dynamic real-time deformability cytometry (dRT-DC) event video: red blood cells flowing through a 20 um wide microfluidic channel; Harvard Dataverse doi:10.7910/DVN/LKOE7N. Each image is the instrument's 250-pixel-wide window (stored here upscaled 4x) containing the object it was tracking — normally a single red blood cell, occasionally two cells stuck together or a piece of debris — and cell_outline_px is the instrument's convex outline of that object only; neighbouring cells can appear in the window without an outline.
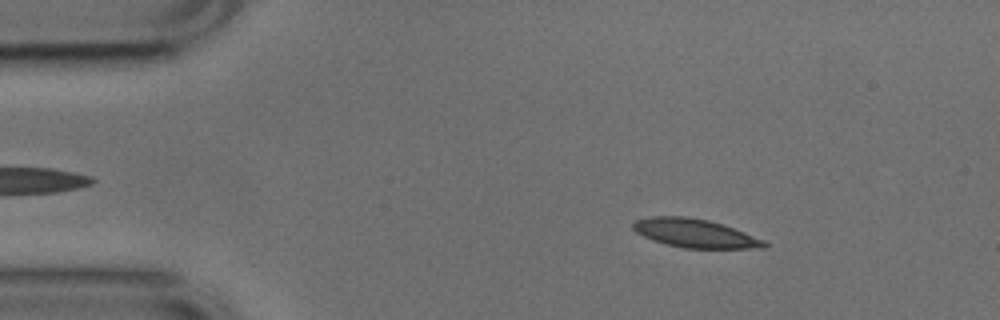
{"species": "common noctule bat (a hibernating species)", "species_latin": "Nyctalus noctula", "temperature_condition": "cold", "stored_images_in_passage": 52, "camera_frame_rate_fps": 3000, "um_per_image_px": 0.085, "animal": {"sex": "male", "body_mass_g": 17.9, "forearm_length_mm": 54.2}, "frame": {"image": 1, "passage_image": 7, "time_ms": 2.0, "image_size_px": [1000, 320], "cell_outline_px": [[768, 248], [684, 248], [652, 240], [636, 232], [632, 228], [632, 224], [636, 220], [652, 216], [684, 216], [708, 220], [744, 232], [764, 240], [768, 244]], "centroid_in_image_um": [59.06, 19.83], "position_along_channel_um": 25.9, "area_um2": 21.62}}
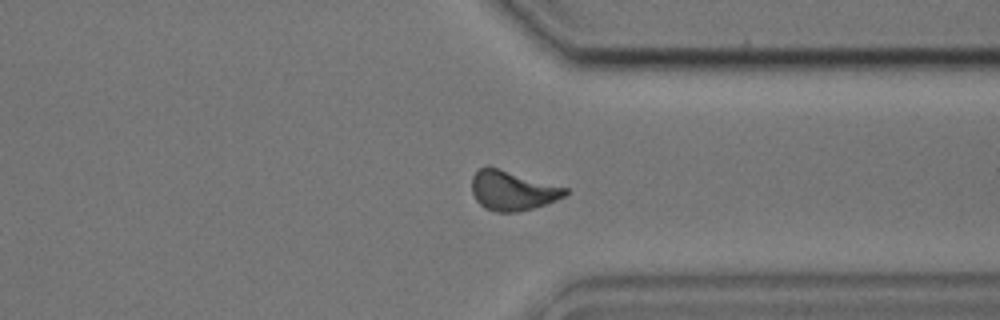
{"frame": {"image": 2, "passage_image": 39, "time_ms": 12.667, "image_size_px": [1000, 320], "cell_outline_px": [[568, 192], [564, 196], [556, 200], [532, 208], [516, 212], [496, 212], [484, 208], [476, 200], [472, 192], [472, 176], [480, 168], [488, 164], [568, 188]], "centroid_in_image_um": [43.53, 16.17], "position_along_channel_um": 367.9, "area_um2": 21.73}}
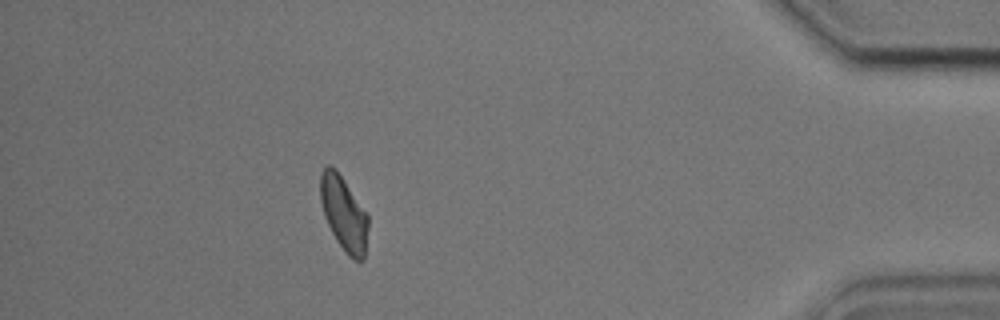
{"frame": {"image": 3, "passage_image": 46, "time_ms": 15.0, "image_size_px": [1000, 320], "cell_outline_px": [[368, 228], [364, 260], [352, 260], [344, 252], [336, 240], [324, 216], [320, 200], [320, 172], [328, 164], [336, 168], [368, 216]], "centroid_in_image_um": [29.21, 18.16], "position_along_channel_um": 406.0, "area_um2": 20.69}, "authors_computed_cell_mechanics": {"area_um2": 21.4149, "velocity_mm_per_s": 3.7587, "shape_relaxation_time_tau1_ms": null, "shape_relaxation_time_tau2_ms": 5.6293, "deformation_change_tau1": null, "deformation_change_tau2": 0.1247}}